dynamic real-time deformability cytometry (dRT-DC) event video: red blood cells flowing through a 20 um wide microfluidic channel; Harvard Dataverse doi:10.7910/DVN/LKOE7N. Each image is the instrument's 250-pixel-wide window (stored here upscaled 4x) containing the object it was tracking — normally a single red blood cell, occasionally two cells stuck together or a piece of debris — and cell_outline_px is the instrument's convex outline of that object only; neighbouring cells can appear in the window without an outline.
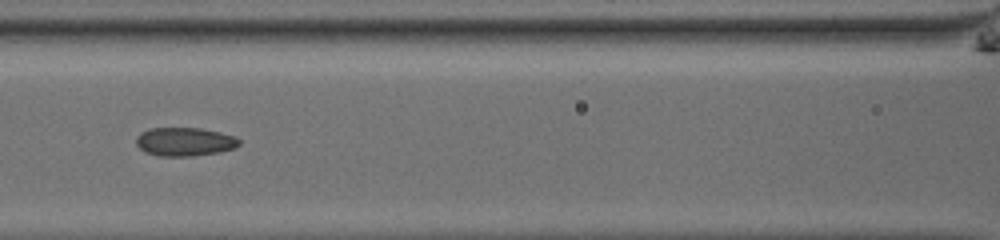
{"species": "common noctule bat (a hibernating species)", "species_latin": "Nyctalus noctula", "temperature_condition": "room temperature", "stored_images_in_passage": 18, "camera_frame_rate_fps": 3000, "um_per_image_px": 0.085, "animal": {"sex": "male", "body_mass_g": 13.0, "forearm_length_mm": 53.1}, "frame": {"image": 1, "passage_image": 8, "time_ms": 2.333, "image_size_px": [1000, 240], "cell_outline_px": [[240, 144], [236, 148], [220, 152], [192, 156], [160, 156], [144, 152], [136, 144], [136, 136], [140, 132], [148, 128], [200, 128], [220, 132], [236, 136], [240, 140]], "centroid_in_image_um": [15.7, 12.04], "position_along_channel_um": 150.9, "area_um2": 17.4}}
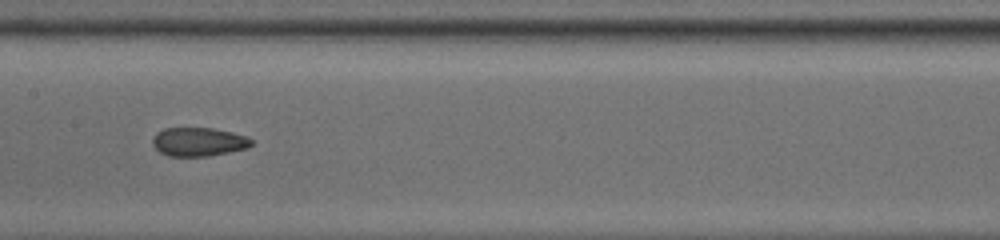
{"frame": {"image": 2, "passage_image": 11, "time_ms": 3.333, "image_size_px": [1000, 240], "cell_outline_px": [[252, 144], [248, 148], [208, 156], [168, 156], [160, 152], [152, 144], [152, 136], [156, 132], [164, 128], [212, 128], [232, 132], [248, 136], [252, 140]], "centroid_in_image_um": [16.86, 12.05], "position_along_channel_um": 190.5, "area_um2": 16.65}}